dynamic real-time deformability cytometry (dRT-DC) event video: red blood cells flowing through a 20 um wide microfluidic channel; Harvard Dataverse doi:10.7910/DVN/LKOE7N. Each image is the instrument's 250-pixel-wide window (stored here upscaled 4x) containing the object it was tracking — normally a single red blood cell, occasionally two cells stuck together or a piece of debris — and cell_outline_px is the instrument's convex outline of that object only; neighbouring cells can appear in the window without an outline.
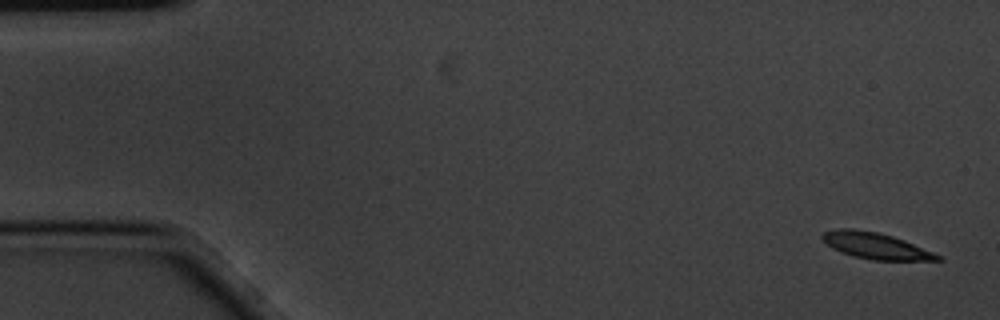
{"species": "common noctule bat (a hibernating species)", "species_latin": "Nyctalus noctula", "temperature_condition": "cold", "stored_images_in_passage": 9, "camera_frame_rate_fps": 3000, "um_per_image_px": 0.085, "animal": {"sex": "male", "body_mass_g": 20.1, "forearm_length_mm": 53.5}, "frame": {"image": 1, "passage_image": 1, "time_ms": 0.0, "image_size_px": [1000, 320], "cell_outline_px": [[944, 260], [872, 260], [852, 256], [840, 252], [832, 248], [820, 236], [824, 232], [840, 228], [852, 228], [876, 232], [892, 236], [904, 240], [932, 252], [940, 256]], "centroid_in_image_um": [74.39, 20.89], "position_along_channel_um": 10.6, "area_um2": 17.4}}
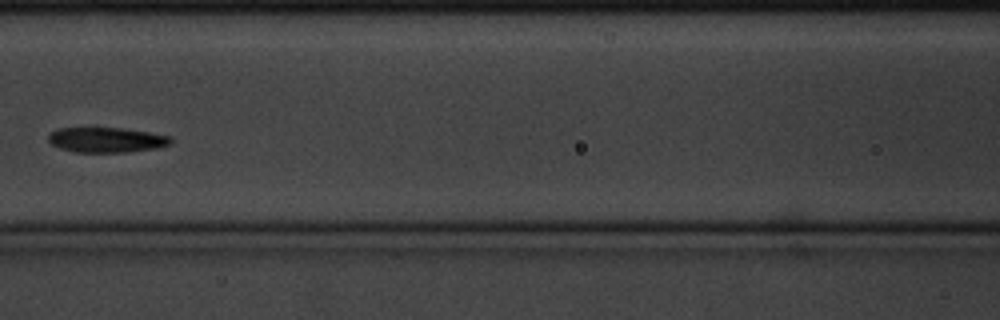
{"frame": {"image": 2, "passage_image": 8, "time_ms": 2.333, "image_size_px": [1000, 320], "cell_outline_px": [[172, 144], [156, 148], [124, 152], [76, 152], [60, 148], [52, 144], [48, 140], [48, 136], [56, 128], [124, 128], [172, 136]], "centroid_in_image_um": [9.07, 11.88], "position_along_channel_um": 157.5, "area_um2": 17.86}}
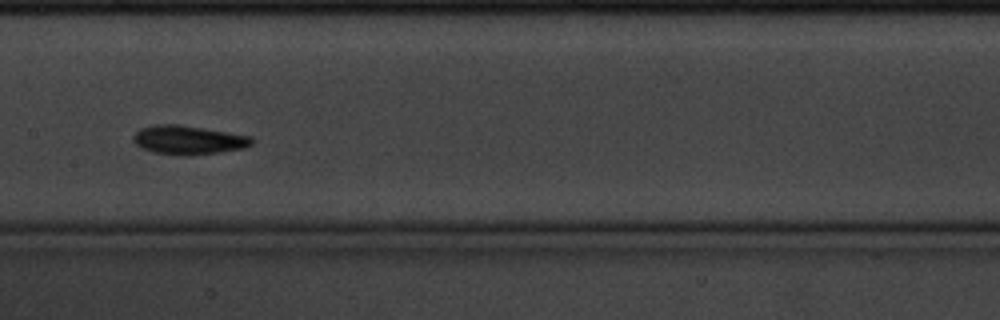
{"frame": {"image": 3, "passage_image": 9, "time_ms": 2.667, "image_size_px": [1000, 320], "cell_outline_px": [[252, 144], [244, 148], [220, 152], [188, 156], [180, 156], [152, 152], [140, 148], [132, 140], [132, 136], [140, 128], [152, 124], [180, 124], [252, 136]], "centroid_in_image_um": [15.96, 11.9], "position_along_channel_um": 191.4, "area_um2": 20.29}}